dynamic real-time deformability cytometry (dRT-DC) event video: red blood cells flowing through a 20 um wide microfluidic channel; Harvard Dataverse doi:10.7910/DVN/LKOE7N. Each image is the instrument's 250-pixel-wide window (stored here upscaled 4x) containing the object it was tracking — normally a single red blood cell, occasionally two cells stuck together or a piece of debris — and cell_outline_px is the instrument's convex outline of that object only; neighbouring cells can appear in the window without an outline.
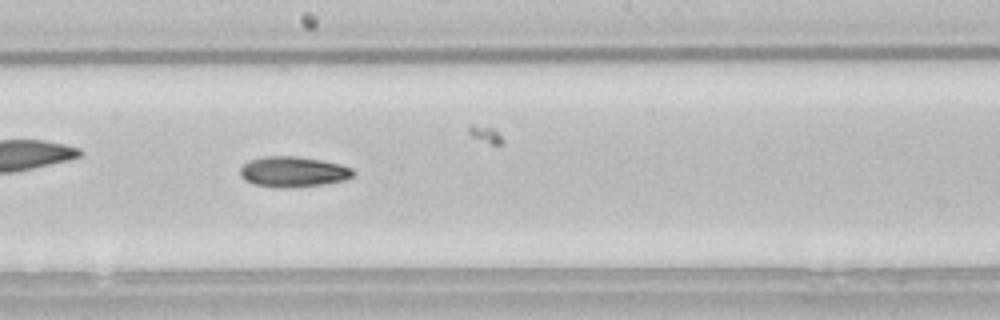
{"species": "common noctule bat (a hibernating species)", "species_latin": "Nyctalus noctula", "temperature_condition": "room temperature", "stored_images_in_passage": 49, "camera_frame_rate_fps": 3000, "um_per_image_px": 0.085, "animal": {"sex": "male", "body_mass_g": 21.5, "forearm_length_mm": 52.0}, "frame": {"image": 1, "passage_image": 28, "time_ms": 9.0, "image_size_px": [1000, 320], "cell_outline_px": [[352, 176], [344, 180], [324, 184], [292, 188], [272, 188], [256, 184], [244, 180], [240, 176], [240, 168], [248, 160], [264, 156], [296, 156], [320, 160], [340, 164], [352, 168]], "centroid_in_image_um": [24.87, 14.61], "position_along_channel_um": 223.3, "area_um2": 20.17}}